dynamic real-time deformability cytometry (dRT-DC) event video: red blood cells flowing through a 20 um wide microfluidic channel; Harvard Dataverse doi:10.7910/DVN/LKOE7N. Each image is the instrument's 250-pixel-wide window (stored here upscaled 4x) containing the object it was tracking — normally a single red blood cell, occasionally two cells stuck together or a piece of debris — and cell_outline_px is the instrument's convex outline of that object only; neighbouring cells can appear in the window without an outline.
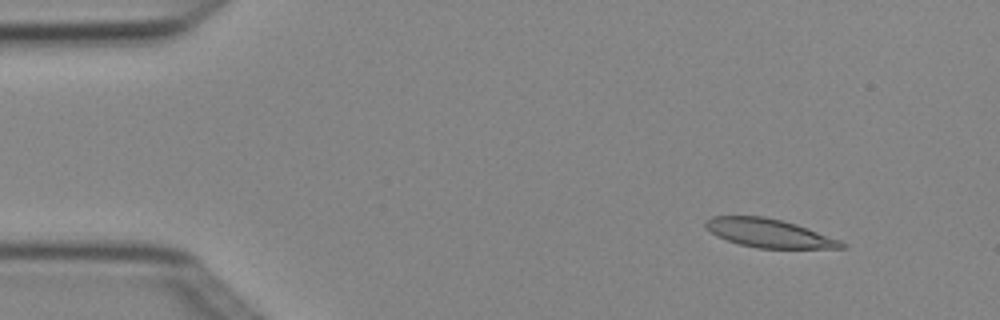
{"species": "Egyptian fruit bat (a non-hibernating species)", "species_latin": "Rousettus aegyptiacus", "temperature_condition": "cold", "stored_images_in_passage": 5, "camera_frame_rate_fps": 3000, "um_per_image_px": 0.085, "animal": {"sex": "female"}, "frame": {"image": 1, "passage_image": 2, "time_ms": 0.333, "image_size_px": [1000, 320], "cell_outline_px": [[848, 248], [756, 248], [740, 244], [716, 236], [704, 224], [712, 216], [764, 216], [796, 224], [808, 228], [840, 240], [848, 244]], "centroid_in_image_um": [65.41, 19.82], "position_along_channel_um": 19.6, "area_um2": 22.43}}
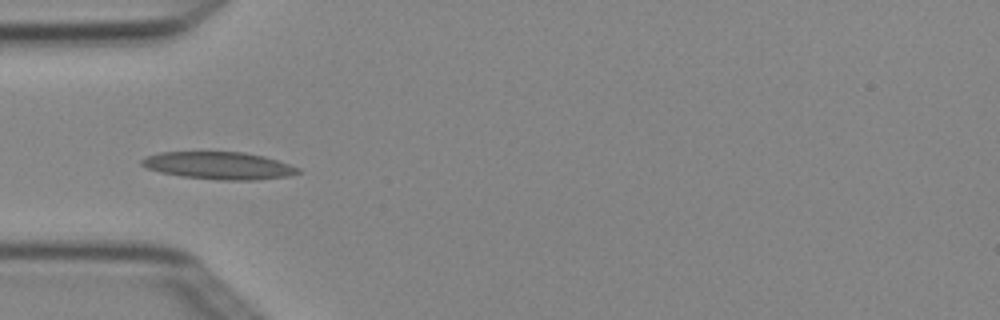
{"frame": {"image": 2, "passage_image": 5, "time_ms": 1.333, "image_size_px": [1000, 320], "cell_outline_px": [[300, 172], [288, 176], [256, 180], [216, 180], [184, 176], [160, 172], [148, 168], [140, 164], [140, 160], [144, 156], [160, 152], [244, 152], [264, 156], [300, 168]], "centroid_in_image_um": [18.58, 14.07], "position_along_channel_um": 66.4, "area_um2": 24.91}}